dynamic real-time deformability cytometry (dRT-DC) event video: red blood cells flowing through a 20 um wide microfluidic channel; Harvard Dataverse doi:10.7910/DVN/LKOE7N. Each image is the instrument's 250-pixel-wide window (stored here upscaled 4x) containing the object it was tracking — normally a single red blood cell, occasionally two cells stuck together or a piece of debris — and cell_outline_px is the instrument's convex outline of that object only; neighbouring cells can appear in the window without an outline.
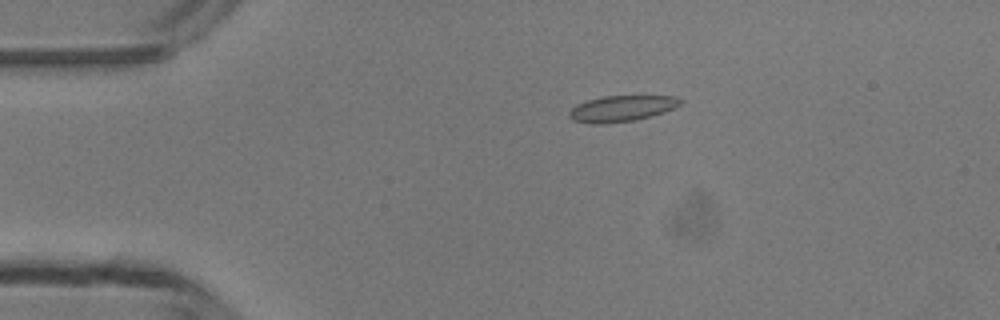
{"species": "common noctule bat (a hibernating species)", "species_latin": "Nyctalus noctula", "temperature_condition": "room temperature", "stored_images_in_passage": 49, "camera_frame_rate_fps": 3000, "um_per_image_px": 0.085, "animal": {"sex": "male", "body_mass_g": 13.3}, "frame": {"image": 1, "passage_image": 10, "time_ms": 3.0, "image_size_px": [1000, 320], "cell_outline_px": [[684, 100], [680, 104], [664, 112], [652, 116], [636, 120], [604, 124], [588, 124], [572, 120], [568, 116], [568, 112], [576, 104], [588, 100], [604, 96], [676, 96]], "centroid_in_image_um": [52.81, 9.23], "position_along_channel_um": 32.2, "area_um2": 16.99}}
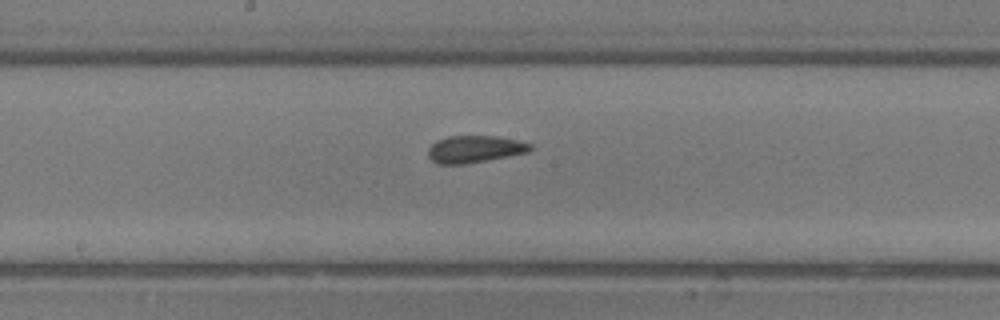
{"frame": {"image": 2, "passage_image": 26, "time_ms": 8.333, "image_size_px": [1000, 320], "cell_outline_px": [[532, 148], [528, 152], [508, 156], [464, 164], [436, 164], [428, 156], [428, 148], [436, 140], [448, 136], [496, 136], [516, 140], [532, 144]], "centroid_in_image_um": [40.31, 12.67], "position_along_channel_um": 207.9, "area_um2": 16.07}}
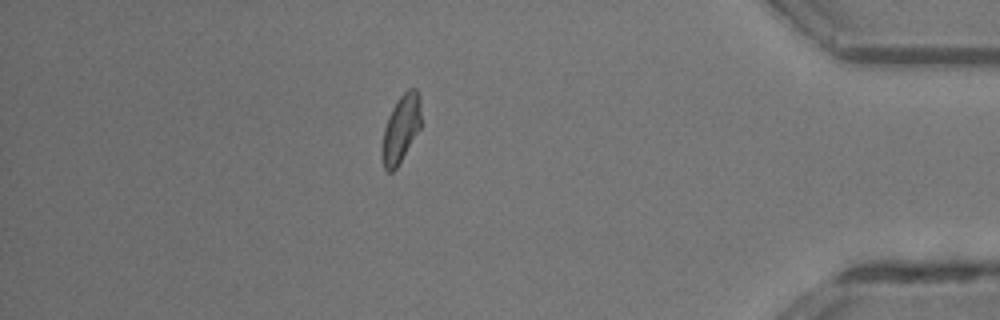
{"frame": {"image": 3, "passage_image": 43, "time_ms": 14.0, "image_size_px": [1000, 320], "cell_outline_px": [[420, 128], [396, 168], [392, 172], [388, 172], [384, 168], [380, 152], [384, 128], [388, 116], [392, 108], [400, 96], [408, 88], [416, 88], [420, 96]], "centroid_in_image_um": [34.05, 10.94], "position_along_channel_um": 401.1, "area_um2": 15.32}, "authors_computed_cell_mechanics": {"area_um2": 16.4152, "velocity_mm_per_s": 4.1677, "shape_relaxation_time_tau1_ms": 3.1035, "shape_relaxation_time_tau2_ms": 0.6175, "deformation_change_tau1": 0.084, "deformation_change_tau2": 0.0523}}